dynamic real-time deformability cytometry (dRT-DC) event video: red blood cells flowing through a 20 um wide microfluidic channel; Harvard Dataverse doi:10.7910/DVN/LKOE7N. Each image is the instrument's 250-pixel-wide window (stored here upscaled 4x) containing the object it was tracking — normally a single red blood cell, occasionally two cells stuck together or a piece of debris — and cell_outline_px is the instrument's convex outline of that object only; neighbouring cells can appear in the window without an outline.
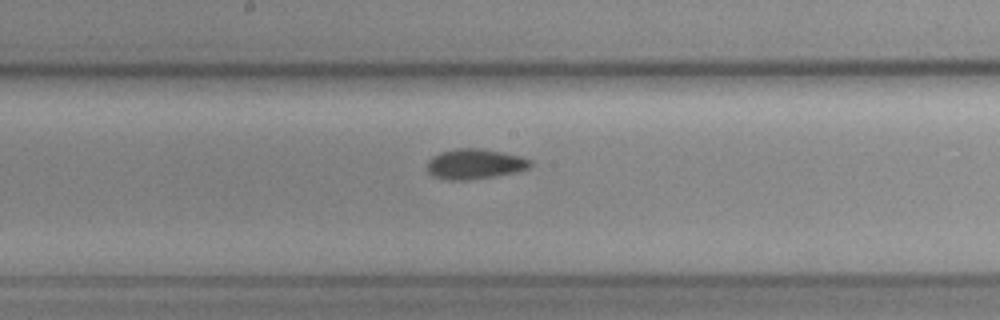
{"species": "common noctule bat (a hibernating species)", "species_latin": "Nyctalus noctula", "temperature_condition": "cold", "stored_images_in_passage": 7, "camera_frame_rate_fps": 3000, "um_per_image_px": 0.085, "animal": {"sex": "female", "body_mass_g": 19.3, "forearm_length_mm": 54.1}, "frame": {"image": 1, "passage_image": 7, "time_ms": 8.0, "image_size_px": [1000, 320], "cell_outline_px": [[532, 164], [528, 168], [516, 172], [492, 176], [464, 180], [444, 180], [432, 176], [428, 172], [428, 160], [432, 156], [440, 152], [456, 148], [480, 148], [520, 156], [532, 160]], "centroid_in_image_um": [40.32, 13.93], "position_along_channel_um": 207.9, "area_um2": 18.09}}